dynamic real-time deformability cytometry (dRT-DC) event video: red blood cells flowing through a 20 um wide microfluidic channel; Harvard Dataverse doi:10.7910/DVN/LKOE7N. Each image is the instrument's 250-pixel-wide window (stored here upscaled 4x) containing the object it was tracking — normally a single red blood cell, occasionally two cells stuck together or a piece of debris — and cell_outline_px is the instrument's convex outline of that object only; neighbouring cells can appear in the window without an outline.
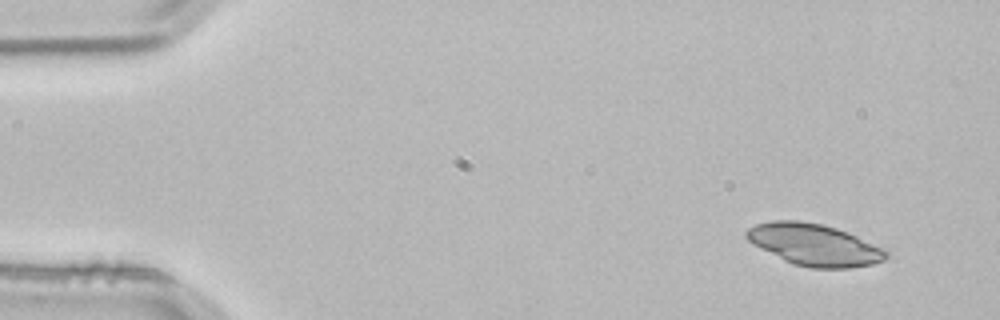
{"species": "common noctule bat (a hibernating species)", "species_latin": "Nyctalus noctula", "temperature_condition": "room temperature", "stored_images_in_passage": 2, "camera_frame_rate_fps": 3000, "um_per_image_px": 0.085, "animal": {"sex": "male", "body_mass_g": 21.5, "forearm_length_mm": 52.0}, "frame": {"image": 1, "passage_image": 1, "time_ms": 0.0, "image_size_px": [1000, 320], "cell_outline_px": [[888, 256], [884, 260], [872, 264], [848, 268], [812, 268], [792, 264], [784, 260], [748, 240], [744, 236], [744, 232], [748, 228], [756, 224], [772, 220], [796, 220], [820, 224], [836, 228], [848, 232], [888, 252]], "centroid_in_image_um": [69.18, 20.8], "position_along_channel_um": 15.8, "area_um2": 33.47}}